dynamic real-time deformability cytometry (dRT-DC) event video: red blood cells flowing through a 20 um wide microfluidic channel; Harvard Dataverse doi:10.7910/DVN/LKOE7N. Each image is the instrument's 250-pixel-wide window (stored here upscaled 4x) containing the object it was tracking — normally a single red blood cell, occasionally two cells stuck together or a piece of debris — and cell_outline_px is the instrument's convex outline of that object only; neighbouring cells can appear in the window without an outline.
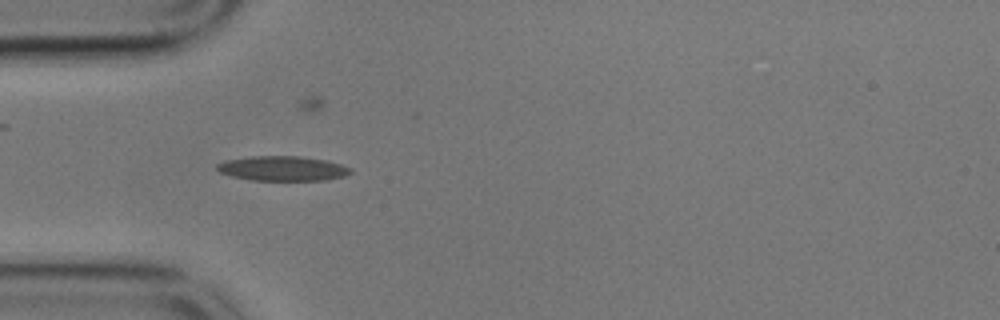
{"species": "common noctule bat (a hibernating species)", "species_latin": "Nyctalus noctula", "temperature_condition": "cold", "stored_images_in_passage": 13, "camera_frame_rate_fps": 3000, "um_per_image_px": 0.085, "animal": {"sex": "male", "body_mass_g": 17.9}, "frame": {"image": 1, "passage_image": 1, "time_ms": 0.0, "image_size_px": [1000, 320], "cell_outline_px": [[352, 172], [344, 176], [328, 180], [252, 180], [232, 176], [220, 172], [216, 168], [216, 164], [224, 160], [252, 156], [300, 156], [328, 160], [352, 168]], "centroid_in_image_um": [24.04, 14.31], "position_along_channel_um": 61.0, "area_um2": 19.36}}
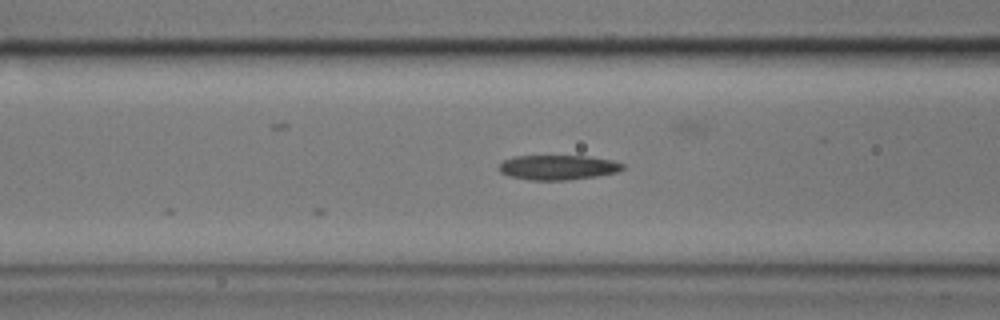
{"frame": {"image": 2, "passage_image": 6, "time_ms": 1.667, "image_size_px": [1000, 320], "cell_outline_px": [[624, 168], [616, 172], [596, 176], [564, 180], [528, 180], [508, 176], [500, 172], [500, 164], [504, 160], [516, 156], [588, 156], [612, 160], [624, 164]], "centroid_in_image_um": [47.42, 14.23], "position_along_channel_um": 119.2, "area_um2": 17.74}}